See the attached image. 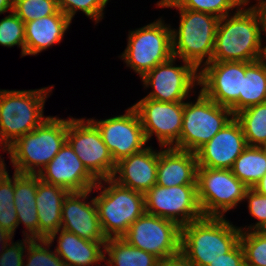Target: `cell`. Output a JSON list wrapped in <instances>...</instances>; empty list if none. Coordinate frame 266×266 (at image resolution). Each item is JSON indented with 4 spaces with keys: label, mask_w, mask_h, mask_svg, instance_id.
I'll list each match as a JSON object with an SVG mask.
<instances>
[{
    "label": "cell",
    "mask_w": 266,
    "mask_h": 266,
    "mask_svg": "<svg viewBox=\"0 0 266 266\" xmlns=\"http://www.w3.org/2000/svg\"><path fill=\"white\" fill-rule=\"evenodd\" d=\"M248 3L250 0L219 20L212 61L254 62L263 58L261 15L255 5L246 8Z\"/></svg>",
    "instance_id": "6da1fadb"
},
{
    "label": "cell",
    "mask_w": 266,
    "mask_h": 266,
    "mask_svg": "<svg viewBox=\"0 0 266 266\" xmlns=\"http://www.w3.org/2000/svg\"><path fill=\"white\" fill-rule=\"evenodd\" d=\"M159 8H176L179 28H171L172 55L190 62L198 70L212 62L215 36L220 18L199 11L179 8L172 0H159Z\"/></svg>",
    "instance_id": "7a4b0ae2"
},
{
    "label": "cell",
    "mask_w": 266,
    "mask_h": 266,
    "mask_svg": "<svg viewBox=\"0 0 266 266\" xmlns=\"http://www.w3.org/2000/svg\"><path fill=\"white\" fill-rule=\"evenodd\" d=\"M240 234L225 217H203L181 227L180 252L194 266H208L231 251Z\"/></svg>",
    "instance_id": "3957f363"
},
{
    "label": "cell",
    "mask_w": 266,
    "mask_h": 266,
    "mask_svg": "<svg viewBox=\"0 0 266 266\" xmlns=\"http://www.w3.org/2000/svg\"><path fill=\"white\" fill-rule=\"evenodd\" d=\"M68 118L49 116L40 126L18 138L7 151L14 172L38 175L67 141Z\"/></svg>",
    "instance_id": "277c9868"
},
{
    "label": "cell",
    "mask_w": 266,
    "mask_h": 266,
    "mask_svg": "<svg viewBox=\"0 0 266 266\" xmlns=\"http://www.w3.org/2000/svg\"><path fill=\"white\" fill-rule=\"evenodd\" d=\"M51 88L53 85L34 90L0 89V148L3 152L49 117L44 116V105Z\"/></svg>",
    "instance_id": "5b68a950"
},
{
    "label": "cell",
    "mask_w": 266,
    "mask_h": 266,
    "mask_svg": "<svg viewBox=\"0 0 266 266\" xmlns=\"http://www.w3.org/2000/svg\"><path fill=\"white\" fill-rule=\"evenodd\" d=\"M92 190H101L94 201L106 238H121L130 225L146 212L143 193L123 187L111 178L98 180Z\"/></svg>",
    "instance_id": "8992f818"
},
{
    "label": "cell",
    "mask_w": 266,
    "mask_h": 266,
    "mask_svg": "<svg viewBox=\"0 0 266 266\" xmlns=\"http://www.w3.org/2000/svg\"><path fill=\"white\" fill-rule=\"evenodd\" d=\"M231 109L215 103L199 91L196 102H185L182 130L172 146L196 153L234 118Z\"/></svg>",
    "instance_id": "52a82bcc"
},
{
    "label": "cell",
    "mask_w": 266,
    "mask_h": 266,
    "mask_svg": "<svg viewBox=\"0 0 266 266\" xmlns=\"http://www.w3.org/2000/svg\"><path fill=\"white\" fill-rule=\"evenodd\" d=\"M127 40L120 57L140 78L173 56L171 25H166L161 18L129 31Z\"/></svg>",
    "instance_id": "ba28073f"
},
{
    "label": "cell",
    "mask_w": 266,
    "mask_h": 266,
    "mask_svg": "<svg viewBox=\"0 0 266 266\" xmlns=\"http://www.w3.org/2000/svg\"><path fill=\"white\" fill-rule=\"evenodd\" d=\"M196 184L204 217H224L244 201L248 190L231 169L198 167Z\"/></svg>",
    "instance_id": "9c48e42d"
},
{
    "label": "cell",
    "mask_w": 266,
    "mask_h": 266,
    "mask_svg": "<svg viewBox=\"0 0 266 266\" xmlns=\"http://www.w3.org/2000/svg\"><path fill=\"white\" fill-rule=\"evenodd\" d=\"M131 246L159 259L180 253L181 227L174 221L145 212L122 236Z\"/></svg>",
    "instance_id": "30bf717a"
},
{
    "label": "cell",
    "mask_w": 266,
    "mask_h": 266,
    "mask_svg": "<svg viewBox=\"0 0 266 266\" xmlns=\"http://www.w3.org/2000/svg\"><path fill=\"white\" fill-rule=\"evenodd\" d=\"M67 142L97 180L112 177L116 163L98 128L89 119L68 118Z\"/></svg>",
    "instance_id": "8fae6325"
},
{
    "label": "cell",
    "mask_w": 266,
    "mask_h": 266,
    "mask_svg": "<svg viewBox=\"0 0 266 266\" xmlns=\"http://www.w3.org/2000/svg\"><path fill=\"white\" fill-rule=\"evenodd\" d=\"M176 57L158 64L142 78L144 88H153L143 97L161 102H179L190 97L191 90L199 85V70L190 62L182 60L175 66Z\"/></svg>",
    "instance_id": "7c38bea8"
},
{
    "label": "cell",
    "mask_w": 266,
    "mask_h": 266,
    "mask_svg": "<svg viewBox=\"0 0 266 266\" xmlns=\"http://www.w3.org/2000/svg\"><path fill=\"white\" fill-rule=\"evenodd\" d=\"M145 211L177 223L180 227L204 217L197 185L165 187L155 184L144 194Z\"/></svg>",
    "instance_id": "4fadbf2b"
},
{
    "label": "cell",
    "mask_w": 266,
    "mask_h": 266,
    "mask_svg": "<svg viewBox=\"0 0 266 266\" xmlns=\"http://www.w3.org/2000/svg\"><path fill=\"white\" fill-rule=\"evenodd\" d=\"M245 62L212 61L199 69L200 91L215 103L239 112V95L242 93Z\"/></svg>",
    "instance_id": "5bb4252c"
},
{
    "label": "cell",
    "mask_w": 266,
    "mask_h": 266,
    "mask_svg": "<svg viewBox=\"0 0 266 266\" xmlns=\"http://www.w3.org/2000/svg\"><path fill=\"white\" fill-rule=\"evenodd\" d=\"M89 120L98 128L115 163L147 147L139 115L132 106L123 115Z\"/></svg>",
    "instance_id": "9a60e30c"
},
{
    "label": "cell",
    "mask_w": 266,
    "mask_h": 266,
    "mask_svg": "<svg viewBox=\"0 0 266 266\" xmlns=\"http://www.w3.org/2000/svg\"><path fill=\"white\" fill-rule=\"evenodd\" d=\"M185 101L161 102L142 98L132 107L137 111L147 142L155 135L159 147H172L180 137Z\"/></svg>",
    "instance_id": "2e32d148"
},
{
    "label": "cell",
    "mask_w": 266,
    "mask_h": 266,
    "mask_svg": "<svg viewBox=\"0 0 266 266\" xmlns=\"http://www.w3.org/2000/svg\"><path fill=\"white\" fill-rule=\"evenodd\" d=\"M92 191L67 194L62 204L61 229L92 242H106L94 198L87 201Z\"/></svg>",
    "instance_id": "e0dca14e"
},
{
    "label": "cell",
    "mask_w": 266,
    "mask_h": 266,
    "mask_svg": "<svg viewBox=\"0 0 266 266\" xmlns=\"http://www.w3.org/2000/svg\"><path fill=\"white\" fill-rule=\"evenodd\" d=\"M41 181L69 192L93 189L98 180L86 169L66 141L57 155L38 174Z\"/></svg>",
    "instance_id": "ac0fdd59"
},
{
    "label": "cell",
    "mask_w": 266,
    "mask_h": 266,
    "mask_svg": "<svg viewBox=\"0 0 266 266\" xmlns=\"http://www.w3.org/2000/svg\"><path fill=\"white\" fill-rule=\"evenodd\" d=\"M247 146L242 126L234 117L196 152L198 167L231 169Z\"/></svg>",
    "instance_id": "d6986e66"
},
{
    "label": "cell",
    "mask_w": 266,
    "mask_h": 266,
    "mask_svg": "<svg viewBox=\"0 0 266 266\" xmlns=\"http://www.w3.org/2000/svg\"><path fill=\"white\" fill-rule=\"evenodd\" d=\"M159 151L147 146L118 161L111 177L119 185L145 194L157 182Z\"/></svg>",
    "instance_id": "ffe728a7"
},
{
    "label": "cell",
    "mask_w": 266,
    "mask_h": 266,
    "mask_svg": "<svg viewBox=\"0 0 266 266\" xmlns=\"http://www.w3.org/2000/svg\"><path fill=\"white\" fill-rule=\"evenodd\" d=\"M160 148L156 184L165 187L197 185L196 153L173 147Z\"/></svg>",
    "instance_id": "44dd1931"
},
{
    "label": "cell",
    "mask_w": 266,
    "mask_h": 266,
    "mask_svg": "<svg viewBox=\"0 0 266 266\" xmlns=\"http://www.w3.org/2000/svg\"><path fill=\"white\" fill-rule=\"evenodd\" d=\"M56 238L58 240L55 252L65 266H93L94 264L97 266L105 259V242L82 239L63 229L56 231L47 240L52 244Z\"/></svg>",
    "instance_id": "7402d4cb"
},
{
    "label": "cell",
    "mask_w": 266,
    "mask_h": 266,
    "mask_svg": "<svg viewBox=\"0 0 266 266\" xmlns=\"http://www.w3.org/2000/svg\"><path fill=\"white\" fill-rule=\"evenodd\" d=\"M72 21L60 10L25 23V56L37 55L63 39Z\"/></svg>",
    "instance_id": "603a6c76"
},
{
    "label": "cell",
    "mask_w": 266,
    "mask_h": 266,
    "mask_svg": "<svg viewBox=\"0 0 266 266\" xmlns=\"http://www.w3.org/2000/svg\"><path fill=\"white\" fill-rule=\"evenodd\" d=\"M69 193L61 186L40 180L37 175L36 208L39 218L38 239L47 240L61 229L62 204Z\"/></svg>",
    "instance_id": "cb8c5ba5"
},
{
    "label": "cell",
    "mask_w": 266,
    "mask_h": 266,
    "mask_svg": "<svg viewBox=\"0 0 266 266\" xmlns=\"http://www.w3.org/2000/svg\"><path fill=\"white\" fill-rule=\"evenodd\" d=\"M37 175L14 172V205L18 226L23 224L25 238L38 239V211L36 208Z\"/></svg>",
    "instance_id": "d4e9b609"
},
{
    "label": "cell",
    "mask_w": 266,
    "mask_h": 266,
    "mask_svg": "<svg viewBox=\"0 0 266 266\" xmlns=\"http://www.w3.org/2000/svg\"><path fill=\"white\" fill-rule=\"evenodd\" d=\"M158 260L154 254L131 246L122 237L107 238L105 242L104 266H155Z\"/></svg>",
    "instance_id": "484cf974"
},
{
    "label": "cell",
    "mask_w": 266,
    "mask_h": 266,
    "mask_svg": "<svg viewBox=\"0 0 266 266\" xmlns=\"http://www.w3.org/2000/svg\"><path fill=\"white\" fill-rule=\"evenodd\" d=\"M266 102V64L263 59L245 62L242 93L239 95V112Z\"/></svg>",
    "instance_id": "4316f807"
},
{
    "label": "cell",
    "mask_w": 266,
    "mask_h": 266,
    "mask_svg": "<svg viewBox=\"0 0 266 266\" xmlns=\"http://www.w3.org/2000/svg\"><path fill=\"white\" fill-rule=\"evenodd\" d=\"M231 171L248 188H253L266 173V147L247 146Z\"/></svg>",
    "instance_id": "83f0119b"
},
{
    "label": "cell",
    "mask_w": 266,
    "mask_h": 266,
    "mask_svg": "<svg viewBox=\"0 0 266 266\" xmlns=\"http://www.w3.org/2000/svg\"><path fill=\"white\" fill-rule=\"evenodd\" d=\"M248 146L266 147V102L248 107L235 115Z\"/></svg>",
    "instance_id": "f1b7e54d"
},
{
    "label": "cell",
    "mask_w": 266,
    "mask_h": 266,
    "mask_svg": "<svg viewBox=\"0 0 266 266\" xmlns=\"http://www.w3.org/2000/svg\"><path fill=\"white\" fill-rule=\"evenodd\" d=\"M14 196V173L11 177L6 170L0 176V228L12 237L18 227Z\"/></svg>",
    "instance_id": "f546056e"
},
{
    "label": "cell",
    "mask_w": 266,
    "mask_h": 266,
    "mask_svg": "<svg viewBox=\"0 0 266 266\" xmlns=\"http://www.w3.org/2000/svg\"><path fill=\"white\" fill-rule=\"evenodd\" d=\"M246 266H266V230L241 231Z\"/></svg>",
    "instance_id": "4dcf8cb0"
},
{
    "label": "cell",
    "mask_w": 266,
    "mask_h": 266,
    "mask_svg": "<svg viewBox=\"0 0 266 266\" xmlns=\"http://www.w3.org/2000/svg\"><path fill=\"white\" fill-rule=\"evenodd\" d=\"M179 8L212 14L222 18L238 10L248 0H172ZM230 12V13H229Z\"/></svg>",
    "instance_id": "1f68e13d"
},
{
    "label": "cell",
    "mask_w": 266,
    "mask_h": 266,
    "mask_svg": "<svg viewBox=\"0 0 266 266\" xmlns=\"http://www.w3.org/2000/svg\"><path fill=\"white\" fill-rule=\"evenodd\" d=\"M51 246L52 244L48 240L27 238L26 252L28 256L25 255L27 258L23 266H65L55 250H50Z\"/></svg>",
    "instance_id": "d6a6232c"
},
{
    "label": "cell",
    "mask_w": 266,
    "mask_h": 266,
    "mask_svg": "<svg viewBox=\"0 0 266 266\" xmlns=\"http://www.w3.org/2000/svg\"><path fill=\"white\" fill-rule=\"evenodd\" d=\"M0 20V45L21 47V57L25 56V23L13 12Z\"/></svg>",
    "instance_id": "836d02e7"
},
{
    "label": "cell",
    "mask_w": 266,
    "mask_h": 266,
    "mask_svg": "<svg viewBox=\"0 0 266 266\" xmlns=\"http://www.w3.org/2000/svg\"><path fill=\"white\" fill-rule=\"evenodd\" d=\"M59 11L56 0H14L13 12L24 22L33 21Z\"/></svg>",
    "instance_id": "e575fe53"
},
{
    "label": "cell",
    "mask_w": 266,
    "mask_h": 266,
    "mask_svg": "<svg viewBox=\"0 0 266 266\" xmlns=\"http://www.w3.org/2000/svg\"><path fill=\"white\" fill-rule=\"evenodd\" d=\"M58 9L71 21L80 10L91 20L99 23L104 17V9L109 0H56Z\"/></svg>",
    "instance_id": "d590c367"
},
{
    "label": "cell",
    "mask_w": 266,
    "mask_h": 266,
    "mask_svg": "<svg viewBox=\"0 0 266 266\" xmlns=\"http://www.w3.org/2000/svg\"><path fill=\"white\" fill-rule=\"evenodd\" d=\"M248 202L249 213L258 222L249 225L247 228L239 229L241 231L266 230V196L259 194L253 188H248L245 193L244 201Z\"/></svg>",
    "instance_id": "8d00e7d4"
},
{
    "label": "cell",
    "mask_w": 266,
    "mask_h": 266,
    "mask_svg": "<svg viewBox=\"0 0 266 266\" xmlns=\"http://www.w3.org/2000/svg\"><path fill=\"white\" fill-rule=\"evenodd\" d=\"M26 248L27 238L15 243L11 240L0 252V266H23Z\"/></svg>",
    "instance_id": "74e56055"
},
{
    "label": "cell",
    "mask_w": 266,
    "mask_h": 266,
    "mask_svg": "<svg viewBox=\"0 0 266 266\" xmlns=\"http://www.w3.org/2000/svg\"><path fill=\"white\" fill-rule=\"evenodd\" d=\"M208 266H246L240 242L231 251L212 261Z\"/></svg>",
    "instance_id": "f35d334b"
},
{
    "label": "cell",
    "mask_w": 266,
    "mask_h": 266,
    "mask_svg": "<svg viewBox=\"0 0 266 266\" xmlns=\"http://www.w3.org/2000/svg\"><path fill=\"white\" fill-rule=\"evenodd\" d=\"M155 266H194L187 258L180 252L168 258H161L157 261Z\"/></svg>",
    "instance_id": "ab89813d"
},
{
    "label": "cell",
    "mask_w": 266,
    "mask_h": 266,
    "mask_svg": "<svg viewBox=\"0 0 266 266\" xmlns=\"http://www.w3.org/2000/svg\"><path fill=\"white\" fill-rule=\"evenodd\" d=\"M257 4H254L256 6V8L258 9L260 15H261V19H262V29H263V33L266 36V0H257L256 1ZM265 47V51H266V46Z\"/></svg>",
    "instance_id": "60d3db41"
},
{
    "label": "cell",
    "mask_w": 266,
    "mask_h": 266,
    "mask_svg": "<svg viewBox=\"0 0 266 266\" xmlns=\"http://www.w3.org/2000/svg\"><path fill=\"white\" fill-rule=\"evenodd\" d=\"M259 194L266 196V173L260 179V181L253 187Z\"/></svg>",
    "instance_id": "b9f144b4"
},
{
    "label": "cell",
    "mask_w": 266,
    "mask_h": 266,
    "mask_svg": "<svg viewBox=\"0 0 266 266\" xmlns=\"http://www.w3.org/2000/svg\"><path fill=\"white\" fill-rule=\"evenodd\" d=\"M11 240H13V237L0 228V251L3 250Z\"/></svg>",
    "instance_id": "7bdbcfd3"
},
{
    "label": "cell",
    "mask_w": 266,
    "mask_h": 266,
    "mask_svg": "<svg viewBox=\"0 0 266 266\" xmlns=\"http://www.w3.org/2000/svg\"><path fill=\"white\" fill-rule=\"evenodd\" d=\"M14 0H0V14L13 11Z\"/></svg>",
    "instance_id": "ee69618b"
},
{
    "label": "cell",
    "mask_w": 266,
    "mask_h": 266,
    "mask_svg": "<svg viewBox=\"0 0 266 266\" xmlns=\"http://www.w3.org/2000/svg\"><path fill=\"white\" fill-rule=\"evenodd\" d=\"M1 156L2 155H0V176L7 170L6 164L4 162L5 160L3 157L1 158Z\"/></svg>",
    "instance_id": "f6af8a7d"
},
{
    "label": "cell",
    "mask_w": 266,
    "mask_h": 266,
    "mask_svg": "<svg viewBox=\"0 0 266 266\" xmlns=\"http://www.w3.org/2000/svg\"><path fill=\"white\" fill-rule=\"evenodd\" d=\"M262 59L265 61V64H266V53L264 54Z\"/></svg>",
    "instance_id": "bcb514c9"
}]
</instances>
